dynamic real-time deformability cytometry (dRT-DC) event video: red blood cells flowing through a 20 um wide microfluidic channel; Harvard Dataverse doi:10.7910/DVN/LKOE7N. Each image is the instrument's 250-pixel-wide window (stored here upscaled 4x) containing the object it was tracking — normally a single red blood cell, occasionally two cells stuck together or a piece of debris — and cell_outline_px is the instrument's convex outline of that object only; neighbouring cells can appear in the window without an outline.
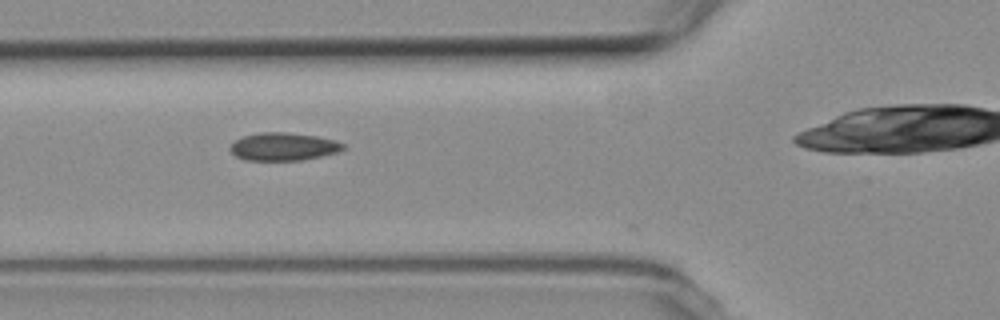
{"species": "common noctule bat (a hibernating species)", "species_latin": "Nyctalus noctula", "temperature_condition": "room temperature", "stored_images_in_passage": 34, "camera_frame_rate_fps": 3000, "um_per_image_px": 0.085, "animal": {"sex": "female", "body_mass_g": 19.3, "forearm_length_mm": 54.1}, "frame": {"image": 1, "passage_image": 8, "time_ms": 2.333, "image_size_px": [1000, 320], "cell_outline_px": [[344, 148], [336, 152], [320, 156], [300, 160], [244, 160], [236, 156], [228, 148], [236, 140], [244, 136], [260, 132], [284, 132], [316, 136], [336, 140], [344, 144]], "centroid_in_image_um": [24.07, 12.46], "position_along_channel_um": 101.7, "area_um2": 18.15}}
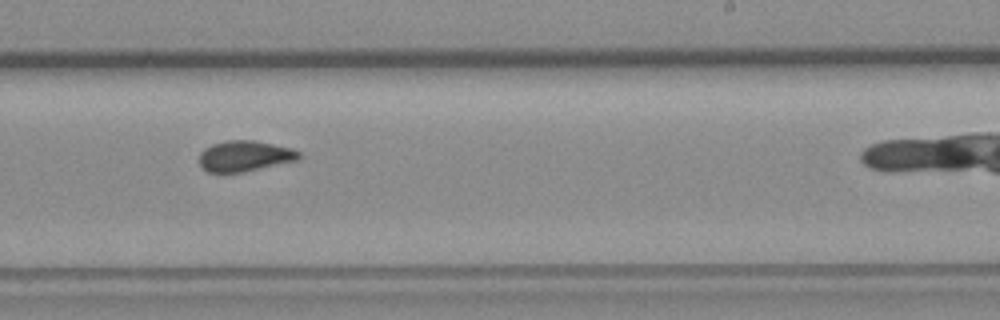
{"frame": {"image": 2, "passage_image": 22, "time_ms": 7.0, "image_size_px": [1000, 320], "cell_outline_px": [[304, 156], [300, 160], [244, 172], [208, 172], [200, 168], [200, 152], [204, 148], [212, 144], [228, 140], [252, 140], [292, 148], [300, 152]], "centroid_in_image_um": [20.83, 13.27], "position_along_channel_um": 268.2, "area_um2": 18.09}}
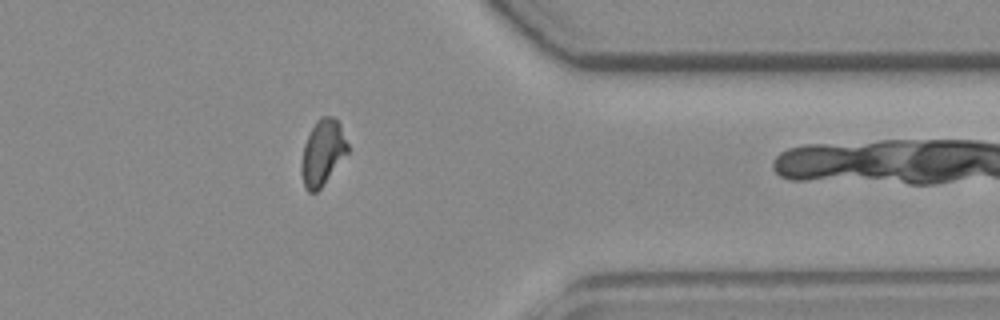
{"frame": {"image": 3, "passage_image": 33, "time_ms": 10.667, "image_size_px": [1000, 320], "cell_outline_px": [[348, 152], [320, 188], [316, 192], [308, 192], [304, 188], [300, 172], [300, 164], [304, 144], [316, 120], [320, 116], [332, 116], [340, 124], [348, 144]], "centroid_in_image_um": [27.39, 12.97], "position_along_channel_um": 384.0, "area_um2": 17.63}}